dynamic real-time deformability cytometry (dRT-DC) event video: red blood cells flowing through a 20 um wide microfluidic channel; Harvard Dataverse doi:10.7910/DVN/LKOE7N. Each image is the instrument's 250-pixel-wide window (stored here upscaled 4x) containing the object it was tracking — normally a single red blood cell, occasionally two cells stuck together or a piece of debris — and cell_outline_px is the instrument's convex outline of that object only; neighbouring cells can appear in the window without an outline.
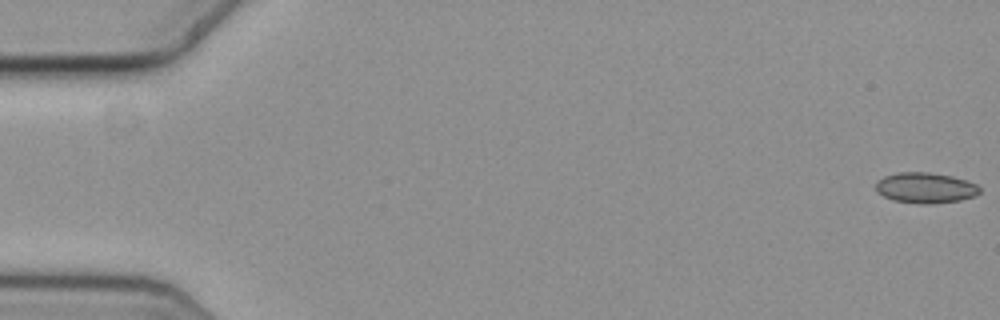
{"species": "common noctule bat (a hibernating species)", "species_latin": "Nyctalus noctula", "temperature_condition": "cold", "stored_images_in_passage": 58, "camera_frame_rate_fps": 3000, "um_per_image_px": 0.085, "animal": {"sex": "female", "body_mass_g": 19.3, "forearm_length_mm": 54.1}, "frame": {"image": 1, "passage_image": 1, "time_ms": 0.0, "image_size_px": [1000, 320], "cell_outline_px": [[980, 192], [976, 196], [960, 200], [928, 204], [924, 204], [892, 200], [876, 192], [876, 180], [884, 176], [896, 172], [928, 172], [952, 176], [976, 184], [980, 188]], "centroid_in_image_um": [78.63, 15.96], "position_along_channel_um": 6.4, "area_um2": 18.55}}
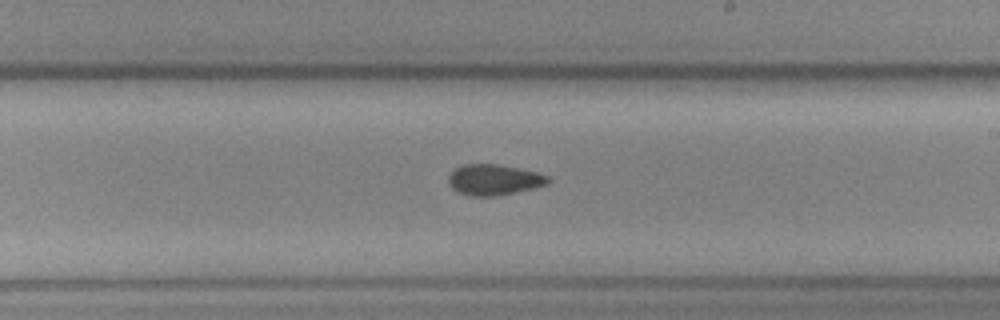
{"frame": {"image": 2, "passage_image": 34, "time_ms": 11.0, "image_size_px": [1000, 320], "cell_outline_px": [[552, 180], [548, 184], [516, 192], [496, 196], [472, 196], [456, 192], [448, 184], [448, 176], [456, 168], [464, 164], [496, 164], [536, 172], [548, 176]], "centroid_in_image_um": [41.97, 15.29], "position_along_channel_um": 247.0, "area_um2": 17.8}}
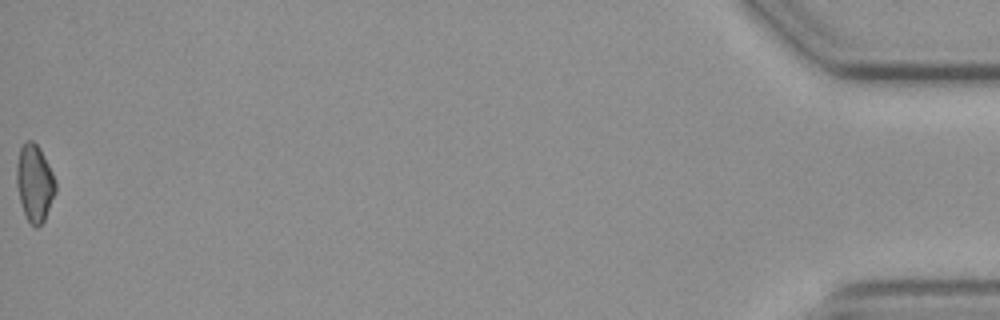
{"frame": {"image": 3, "passage_image": 58, "time_ms": 19.0, "image_size_px": [1000, 320], "cell_outline_px": [[56, 192], [44, 220], [36, 228], [28, 220], [24, 212], [20, 200], [16, 184], [16, 164], [20, 148], [28, 140], [32, 140], [40, 148], [56, 180]], "centroid_in_image_um": [2.94, 15.54], "position_along_channel_um": 432.3, "area_um2": 17.34}, "authors_computed_cell_mechanics": {"area_um2": 17.8891, "velocity_mm_per_s": 3.6533, "shape_relaxation_time_tau1_ms": null, "shape_relaxation_time_tau2_ms": 4.8292, "deformation_change_tau1": null, "deformation_change_tau2": 0.0967}}